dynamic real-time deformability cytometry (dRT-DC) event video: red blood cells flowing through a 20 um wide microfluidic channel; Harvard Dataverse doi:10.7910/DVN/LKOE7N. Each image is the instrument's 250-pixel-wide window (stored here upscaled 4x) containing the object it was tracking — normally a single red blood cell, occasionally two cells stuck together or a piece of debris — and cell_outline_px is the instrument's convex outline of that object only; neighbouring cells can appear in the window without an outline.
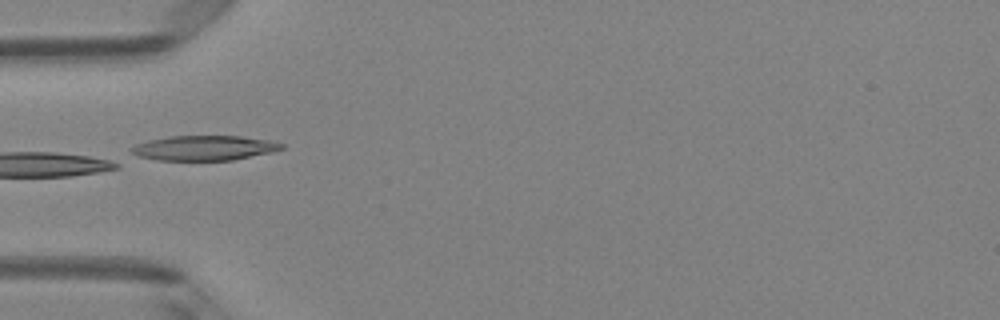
{"species": "Egyptian fruit bat (a non-hibernating species)", "species_latin": "Rousettus aegyptiacus", "temperature_condition": "room temperature", "stored_images_in_passage": 4, "camera_frame_rate_fps": 3000, "um_per_image_px": 0.085, "animal": {"sex": "female"}, "frame": {"image": 1, "passage_image": 4, "time_ms": 1.0, "image_size_px": [1000, 320], "cell_outline_px": [[284, 148], [272, 152], [232, 160], [156, 160], [128, 156], [128, 148], [136, 144], [148, 140], [168, 136], [240, 136], [268, 140], [284, 144]], "centroid_in_image_um": [17.22, 12.58], "position_along_channel_um": 67.8, "area_um2": 22.14}}